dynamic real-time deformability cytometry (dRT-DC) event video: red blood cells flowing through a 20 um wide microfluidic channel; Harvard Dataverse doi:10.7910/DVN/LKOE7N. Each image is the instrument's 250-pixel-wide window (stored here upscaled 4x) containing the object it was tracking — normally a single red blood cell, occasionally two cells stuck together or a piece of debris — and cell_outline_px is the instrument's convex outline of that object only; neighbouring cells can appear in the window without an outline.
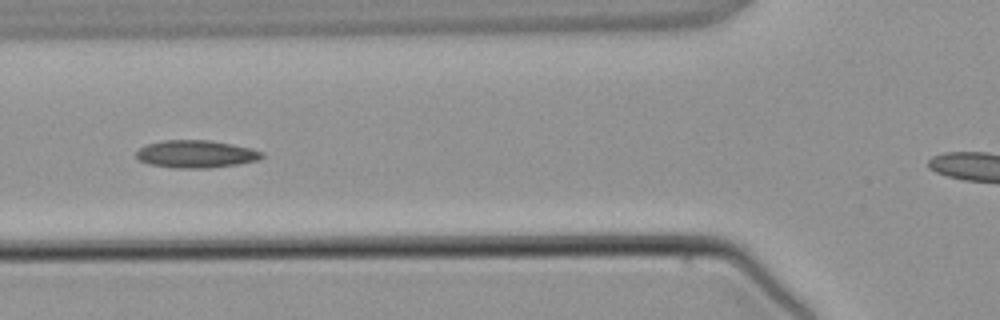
{"species": "common noctule bat (a hibernating species)", "species_latin": "Nyctalus noctula", "temperature_condition": "warm", "stored_images_in_passage": 4, "camera_frame_rate_fps": 3000, "um_per_image_px": 0.085, "animal": {"sex": "male", "body_mass_g": 21.5, "forearm_length_mm": 52.0}, "frame": {"image": 1, "passage_image": 4, "time_ms": 4.333, "image_size_px": [1000, 320], "cell_outline_px": [[264, 156], [260, 160], [236, 164], [208, 168], [172, 168], [148, 164], [140, 160], [136, 156], [136, 152], [140, 148], [148, 144], [164, 140], [208, 140], [232, 144], [252, 148], [264, 152]], "centroid_in_image_um": [16.68, 13.09], "position_along_channel_um": 109.1, "area_um2": 20.23}}